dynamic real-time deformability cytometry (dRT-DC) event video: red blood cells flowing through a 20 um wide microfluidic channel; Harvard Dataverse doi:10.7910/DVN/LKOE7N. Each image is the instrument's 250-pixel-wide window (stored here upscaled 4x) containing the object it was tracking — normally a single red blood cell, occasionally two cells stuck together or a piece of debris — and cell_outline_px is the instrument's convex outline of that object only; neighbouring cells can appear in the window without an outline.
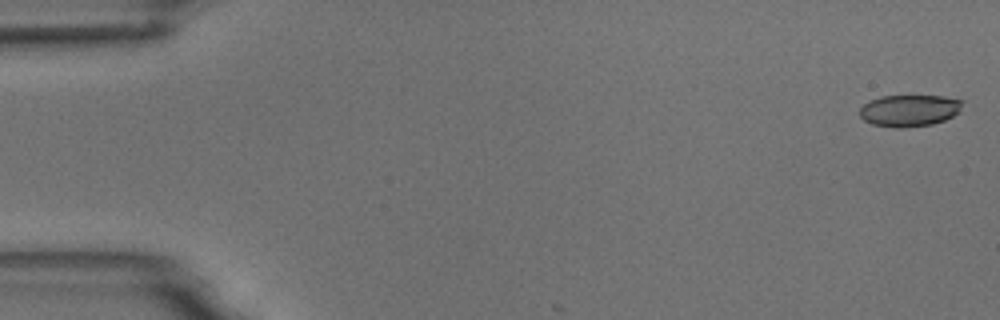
{"species": "common noctule bat (a hibernating species)", "species_latin": "Nyctalus noctula", "temperature_condition": "room temperature", "stored_images_in_passage": 5, "camera_frame_rate_fps": 3000, "um_per_image_px": 0.085, "animal": {"sex": "male", "body_mass_g": 18.8}, "frame": {"image": 1, "passage_image": 1, "time_ms": 0.0, "image_size_px": [1000, 320], "cell_outline_px": [[964, 100], [960, 112], [944, 120], [932, 124], [904, 128], [892, 128], [872, 124], [864, 120], [860, 116], [860, 108], [868, 100], [880, 96], [944, 96]], "centroid_in_image_um": [77.3, 9.39], "position_along_channel_um": 7.7, "area_um2": 19.25}}
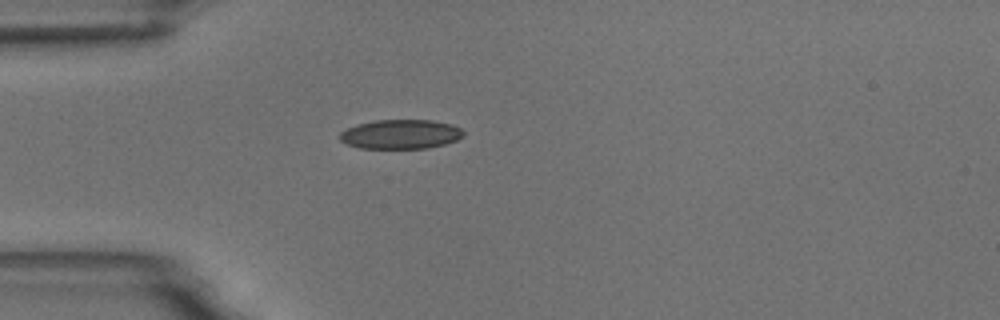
{"frame": {"image": 2, "passage_image": 4, "time_ms": 4.667, "image_size_px": [1000, 320], "cell_outline_px": [[464, 136], [456, 140], [444, 144], [428, 148], [360, 148], [348, 144], [340, 140], [340, 132], [356, 124], [376, 120], [432, 120], [452, 124], [460, 128], [464, 132]], "centroid_in_image_um": [34.07, 11.4], "position_along_channel_um": 50.9, "area_um2": 21.1}}